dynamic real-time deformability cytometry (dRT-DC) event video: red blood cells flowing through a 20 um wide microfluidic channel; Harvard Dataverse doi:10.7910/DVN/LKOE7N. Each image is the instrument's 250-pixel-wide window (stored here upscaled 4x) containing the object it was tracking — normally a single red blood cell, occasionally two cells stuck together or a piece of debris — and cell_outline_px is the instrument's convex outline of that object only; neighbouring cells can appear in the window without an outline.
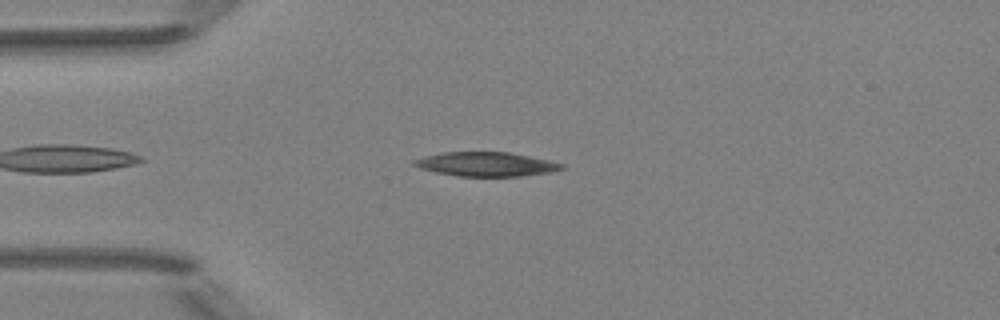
{"species": "Egyptian fruit bat (a non-hibernating species)", "species_latin": "Rousettus aegyptiacus", "temperature_condition": "room temperature", "stored_images_in_passage": 1, "camera_frame_rate_fps": 3000, "um_per_image_px": 0.085, "animal": {"sex": "female"}, "frame": {"image": 1, "passage_image": 1, "time_ms": 0.0, "image_size_px": [1000, 320], "cell_outline_px": [[564, 168], [552, 172], [520, 176], [460, 176], [436, 172], [420, 168], [412, 164], [412, 160], [424, 156], [440, 152], [508, 152], [548, 160], [564, 164]], "centroid_in_image_um": [41.3, 13.95], "position_along_channel_um": 43.7, "area_um2": 20.69}}